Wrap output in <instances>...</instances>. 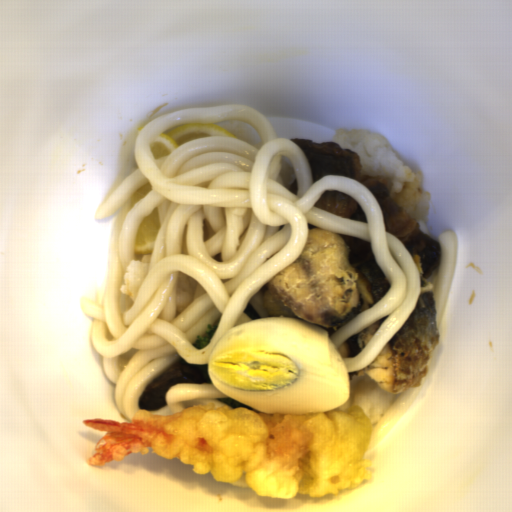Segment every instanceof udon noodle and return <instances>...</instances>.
I'll use <instances>...</instances> for the list:
<instances>
[{
	"label": "udon noodle",
	"mask_w": 512,
	"mask_h": 512,
	"mask_svg": "<svg viewBox=\"0 0 512 512\" xmlns=\"http://www.w3.org/2000/svg\"><path fill=\"white\" fill-rule=\"evenodd\" d=\"M217 121L236 137H208L181 144L155 159L150 142L171 126ZM294 168L298 195L282 185L281 159ZM138 169L101 202L95 219L119 211L108 240L103 288L81 297L82 313L92 316L91 338L114 385L113 401L127 420L140 410L145 388L180 357L192 365L209 363L210 353L232 328L253 321L244 311L249 299L302 253L308 223L358 237L371 251L389 284L388 292L330 338L347 374L371 364L410 317L421 294V272L403 242L386 232L373 193L344 175L313 181L299 145L278 137L259 111L241 104L186 108L157 116L134 143ZM151 191L136 206L128 197L147 182ZM326 190L353 196L367 223L313 205ZM160 227L154 250L134 254L135 235L155 207ZM149 270L136 301L118 291L132 261ZM218 327L202 349L206 324Z\"/></svg>",
	"instance_id": "d5520da0"
},
{
	"label": "udon noodle",
	"mask_w": 512,
	"mask_h": 512,
	"mask_svg": "<svg viewBox=\"0 0 512 512\" xmlns=\"http://www.w3.org/2000/svg\"><path fill=\"white\" fill-rule=\"evenodd\" d=\"M166 406L156 410L147 411L154 415H170L178 413L187 407L194 405L214 404L217 410L221 406L233 407L217 400L219 398H232L224 392L217 389L214 383H177L164 394Z\"/></svg>",
	"instance_id": "a0691cae"
},
{
	"label": "udon noodle",
	"mask_w": 512,
	"mask_h": 512,
	"mask_svg": "<svg viewBox=\"0 0 512 512\" xmlns=\"http://www.w3.org/2000/svg\"><path fill=\"white\" fill-rule=\"evenodd\" d=\"M440 241V260L435 274L433 294L436 304L435 321L437 328L442 319L457 259L458 239L453 229L442 230Z\"/></svg>",
	"instance_id": "8dc81ce9"
},
{
	"label": "udon noodle",
	"mask_w": 512,
	"mask_h": 512,
	"mask_svg": "<svg viewBox=\"0 0 512 512\" xmlns=\"http://www.w3.org/2000/svg\"><path fill=\"white\" fill-rule=\"evenodd\" d=\"M424 380L425 378L422 377L420 387H409L407 390L402 392L387 408L377 424L372 428L365 452L372 450L387 437L418 395L423 386Z\"/></svg>",
	"instance_id": "b55badf4"
}]
</instances>
